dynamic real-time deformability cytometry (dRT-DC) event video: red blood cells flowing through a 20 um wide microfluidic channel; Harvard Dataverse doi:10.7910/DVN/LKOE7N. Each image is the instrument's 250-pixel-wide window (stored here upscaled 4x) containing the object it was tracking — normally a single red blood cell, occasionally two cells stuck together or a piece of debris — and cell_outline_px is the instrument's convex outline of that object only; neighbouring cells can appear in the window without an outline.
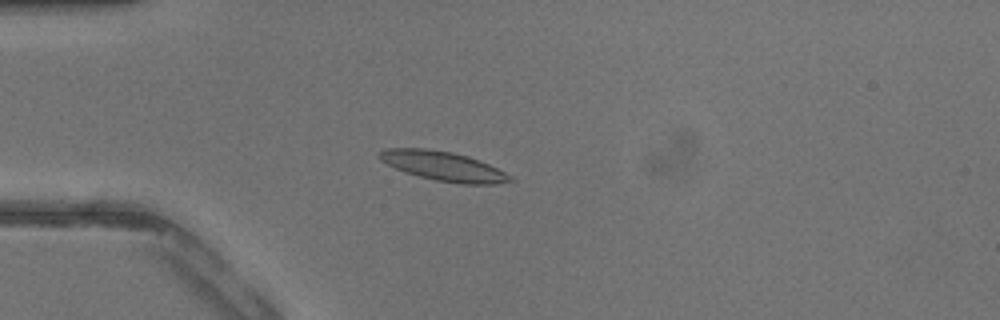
{"species": "common noctule bat (a hibernating species)", "species_latin": "Nyctalus noctula", "temperature_condition": "warm", "stored_images_in_passage": 42, "camera_frame_rate_fps": 3000, "um_per_image_px": 0.085, "animal": {"sex": "male", "body_mass_g": 13.3}, "frame": {"image": 1, "passage_image": 12, "time_ms": 3.667, "image_size_px": [1000, 320], "cell_outline_px": [[516, 180], [496, 184], [460, 184], [436, 180], [404, 172], [380, 160], [376, 156], [376, 152], [384, 148], [424, 148], [452, 152], [468, 156], [488, 164], [512, 176]], "centroid_in_image_um": [37.65, 14.11], "position_along_channel_um": 47.3, "area_um2": 22.43}}
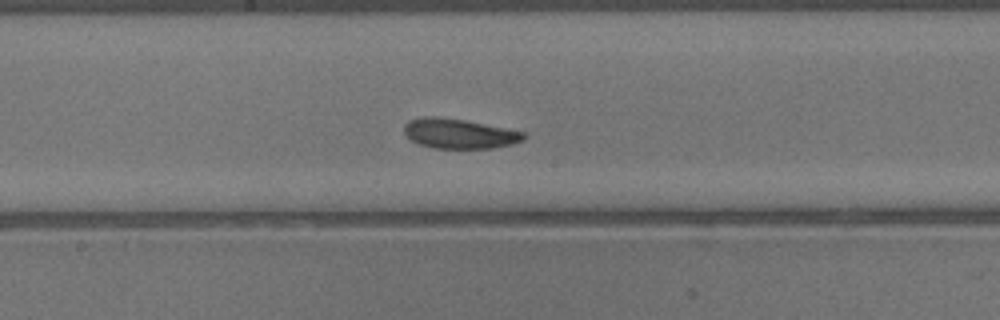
{"frame": {"image": 2, "passage_image": 23, "time_ms": 7.333, "image_size_px": [1000, 320], "cell_outline_px": [[528, 136], [524, 140], [512, 144], [492, 148], [436, 148], [416, 144], [404, 136], [404, 124], [408, 120], [424, 116], [436, 116], [464, 120], [524, 132]], "centroid_in_image_um": [38.98, 11.36], "position_along_channel_um": 209.2, "area_um2": 20.92}}
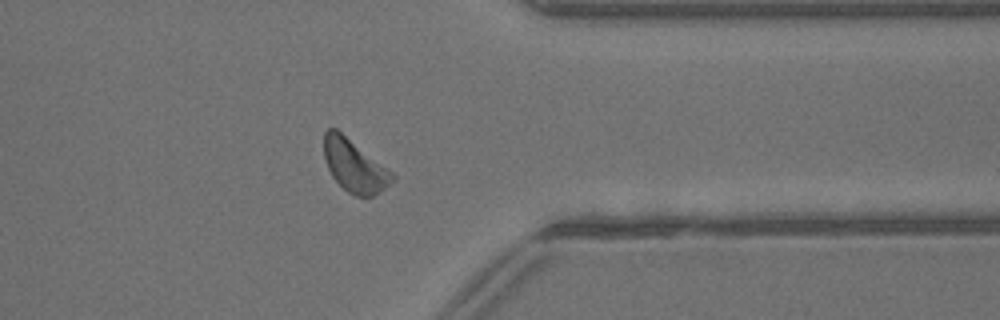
{"frame": {"image": 3, "passage_image": 34, "time_ms": 11.0, "image_size_px": [1000, 320], "cell_outline_px": [[396, 176], [380, 192], [372, 196], [356, 196], [348, 192], [332, 176], [328, 168], [324, 156], [324, 132], [328, 128], [336, 128], [392, 172]], "centroid_in_image_um": [30.1, 14.08], "position_along_channel_um": 381.3, "area_um2": 20.4}}